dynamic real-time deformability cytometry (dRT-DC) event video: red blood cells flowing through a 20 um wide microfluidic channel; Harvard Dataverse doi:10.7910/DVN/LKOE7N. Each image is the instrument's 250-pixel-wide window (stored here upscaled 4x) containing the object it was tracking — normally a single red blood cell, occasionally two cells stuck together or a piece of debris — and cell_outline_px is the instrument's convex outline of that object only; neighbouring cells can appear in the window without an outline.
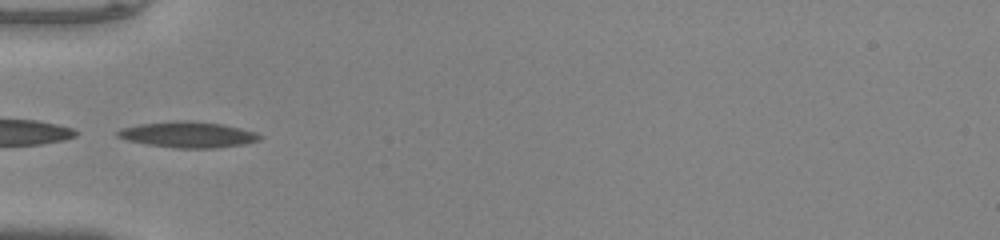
{"species": "common noctule bat (a hibernating species)", "species_latin": "Nyctalus noctula", "temperature_condition": "warm", "stored_images_in_passage": 34, "camera_frame_rate_fps": 3000, "um_per_image_px": 0.085, "animal": {"sex": "male", "body_mass_g": 20.0, "forearm_length_mm": 53.3}, "frame": {"image": 1, "passage_image": 1, "time_ms": 0.0, "image_size_px": [1000, 240], "cell_outline_px": [[264, 136], [260, 140], [244, 144], [216, 148], [176, 148], [148, 144], [128, 140], [116, 136], [116, 132], [120, 128], [140, 124], [172, 120], [188, 120], [224, 124], [256, 132]], "centroid_in_image_um": [16.0, 11.43], "position_along_channel_um": 69.0, "area_um2": 21.62}}
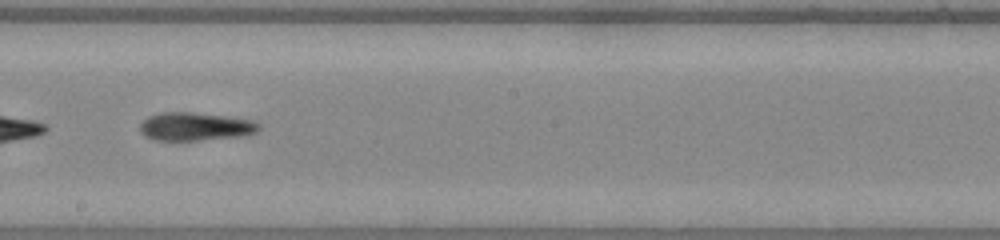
{"frame": {"image": 2, "passage_image": 13, "time_ms": 4.0, "image_size_px": [1000, 240], "cell_outline_px": [[260, 128], [256, 132], [244, 136], [200, 140], [152, 140], [144, 136], [140, 132], [140, 124], [148, 116], [160, 112], [192, 112], [224, 116], [252, 120], [260, 124]], "centroid_in_image_um": [16.58, 10.76], "position_along_channel_um": 231.6, "area_um2": 19.65}}
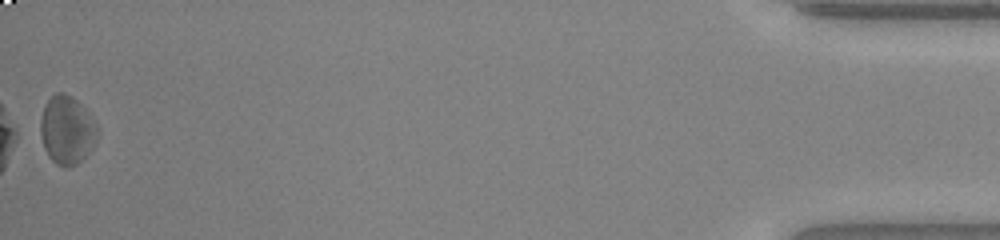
{"frame": {"image": 3, "passage_image": 34, "time_ms": 11.0, "image_size_px": [1000, 240], "cell_outline_px": [[100, 128], [96, 140], [92, 148], [76, 164], [68, 168], [64, 168], [56, 164], [48, 156], [44, 148], [40, 132], [40, 120], [44, 104], [56, 92], [64, 92], [72, 96], [84, 108]], "centroid_in_image_um": [5.68, 11.05], "position_along_channel_um": 429.5, "area_um2": 22.83}}